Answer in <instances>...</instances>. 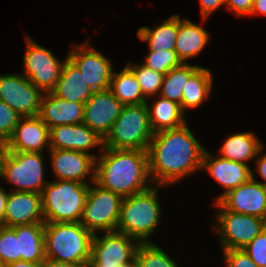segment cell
<instances>
[{
    "label": "cell",
    "instance_id": "5b68a950",
    "mask_svg": "<svg viewBox=\"0 0 266 267\" xmlns=\"http://www.w3.org/2000/svg\"><path fill=\"white\" fill-rule=\"evenodd\" d=\"M89 184L73 180L48 182L41 193L44 223L79 222Z\"/></svg>",
    "mask_w": 266,
    "mask_h": 267
},
{
    "label": "cell",
    "instance_id": "f35d334b",
    "mask_svg": "<svg viewBox=\"0 0 266 267\" xmlns=\"http://www.w3.org/2000/svg\"><path fill=\"white\" fill-rule=\"evenodd\" d=\"M225 5V0H200L202 18L206 20L217 8Z\"/></svg>",
    "mask_w": 266,
    "mask_h": 267
},
{
    "label": "cell",
    "instance_id": "ba28073f",
    "mask_svg": "<svg viewBox=\"0 0 266 267\" xmlns=\"http://www.w3.org/2000/svg\"><path fill=\"white\" fill-rule=\"evenodd\" d=\"M122 200L121 196L94 182V187L89 185L79 222L93 234L116 231Z\"/></svg>",
    "mask_w": 266,
    "mask_h": 267
},
{
    "label": "cell",
    "instance_id": "484cf974",
    "mask_svg": "<svg viewBox=\"0 0 266 267\" xmlns=\"http://www.w3.org/2000/svg\"><path fill=\"white\" fill-rule=\"evenodd\" d=\"M149 123L153 133L182 127L186 124L181 106L169 99L154 100L152 107L148 104Z\"/></svg>",
    "mask_w": 266,
    "mask_h": 267
},
{
    "label": "cell",
    "instance_id": "ac0fdd59",
    "mask_svg": "<svg viewBox=\"0 0 266 267\" xmlns=\"http://www.w3.org/2000/svg\"><path fill=\"white\" fill-rule=\"evenodd\" d=\"M44 223L41 194L14 191L9 193L2 226Z\"/></svg>",
    "mask_w": 266,
    "mask_h": 267
},
{
    "label": "cell",
    "instance_id": "4316f807",
    "mask_svg": "<svg viewBox=\"0 0 266 267\" xmlns=\"http://www.w3.org/2000/svg\"><path fill=\"white\" fill-rule=\"evenodd\" d=\"M179 15H171L169 19L154 29L147 26L138 29L137 36L148 42L149 51L174 50L178 35Z\"/></svg>",
    "mask_w": 266,
    "mask_h": 267
},
{
    "label": "cell",
    "instance_id": "60d3db41",
    "mask_svg": "<svg viewBox=\"0 0 266 267\" xmlns=\"http://www.w3.org/2000/svg\"><path fill=\"white\" fill-rule=\"evenodd\" d=\"M256 164L259 175L265 180V182L259 183L266 187V154L258 157Z\"/></svg>",
    "mask_w": 266,
    "mask_h": 267
},
{
    "label": "cell",
    "instance_id": "f546056e",
    "mask_svg": "<svg viewBox=\"0 0 266 267\" xmlns=\"http://www.w3.org/2000/svg\"><path fill=\"white\" fill-rule=\"evenodd\" d=\"M198 65L182 63L180 66L171 69L164 75L160 94L162 98L169 99L181 106L183 87L188 79L199 69Z\"/></svg>",
    "mask_w": 266,
    "mask_h": 267
},
{
    "label": "cell",
    "instance_id": "7402d4cb",
    "mask_svg": "<svg viewBox=\"0 0 266 267\" xmlns=\"http://www.w3.org/2000/svg\"><path fill=\"white\" fill-rule=\"evenodd\" d=\"M51 92L61 99L84 104L93 93L85 83L81 71L67 58V56L64 60L58 82Z\"/></svg>",
    "mask_w": 266,
    "mask_h": 267
},
{
    "label": "cell",
    "instance_id": "7bdbcfd3",
    "mask_svg": "<svg viewBox=\"0 0 266 267\" xmlns=\"http://www.w3.org/2000/svg\"><path fill=\"white\" fill-rule=\"evenodd\" d=\"M9 193L4 191V189L0 185V222L3 223L4 215H5V207L6 201Z\"/></svg>",
    "mask_w": 266,
    "mask_h": 267
},
{
    "label": "cell",
    "instance_id": "f6af8a7d",
    "mask_svg": "<svg viewBox=\"0 0 266 267\" xmlns=\"http://www.w3.org/2000/svg\"><path fill=\"white\" fill-rule=\"evenodd\" d=\"M117 267H137V263H136V261H131L127 264H122V265H119Z\"/></svg>",
    "mask_w": 266,
    "mask_h": 267
},
{
    "label": "cell",
    "instance_id": "4dcf8cb0",
    "mask_svg": "<svg viewBox=\"0 0 266 267\" xmlns=\"http://www.w3.org/2000/svg\"><path fill=\"white\" fill-rule=\"evenodd\" d=\"M136 263L137 267H178L168 254L152 242L140 243Z\"/></svg>",
    "mask_w": 266,
    "mask_h": 267
},
{
    "label": "cell",
    "instance_id": "44dd1931",
    "mask_svg": "<svg viewBox=\"0 0 266 267\" xmlns=\"http://www.w3.org/2000/svg\"><path fill=\"white\" fill-rule=\"evenodd\" d=\"M84 103L70 102L55 96L52 92L43 93L39 117L48 128L61 125H75L83 121Z\"/></svg>",
    "mask_w": 266,
    "mask_h": 267
},
{
    "label": "cell",
    "instance_id": "1f68e13d",
    "mask_svg": "<svg viewBox=\"0 0 266 267\" xmlns=\"http://www.w3.org/2000/svg\"><path fill=\"white\" fill-rule=\"evenodd\" d=\"M126 66L134 73L138 83L140 84L143 96L147 99L149 96H154L160 93L161 85L163 83L164 75L156 72L142 63L131 64L130 62Z\"/></svg>",
    "mask_w": 266,
    "mask_h": 267
},
{
    "label": "cell",
    "instance_id": "bcb514c9",
    "mask_svg": "<svg viewBox=\"0 0 266 267\" xmlns=\"http://www.w3.org/2000/svg\"><path fill=\"white\" fill-rule=\"evenodd\" d=\"M86 267H103V266H101L100 264H96L91 259H89L88 262L86 263Z\"/></svg>",
    "mask_w": 266,
    "mask_h": 267
},
{
    "label": "cell",
    "instance_id": "836d02e7",
    "mask_svg": "<svg viewBox=\"0 0 266 267\" xmlns=\"http://www.w3.org/2000/svg\"><path fill=\"white\" fill-rule=\"evenodd\" d=\"M21 260L19 254L18 237L10 228H0V267Z\"/></svg>",
    "mask_w": 266,
    "mask_h": 267
},
{
    "label": "cell",
    "instance_id": "ee69618b",
    "mask_svg": "<svg viewBox=\"0 0 266 267\" xmlns=\"http://www.w3.org/2000/svg\"><path fill=\"white\" fill-rule=\"evenodd\" d=\"M2 267H40V263H33V262L19 260L16 262L8 263Z\"/></svg>",
    "mask_w": 266,
    "mask_h": 267
},
{
    "label": "cell",
    "instance_id": "b9f144b4",
    "mask_svg": "<svg viewBox=\"0 0 266 267\" xmlns=\"http://www.w3.org/2000/svg\"><path fill=\"white\" fill-rule=\"evenodd\" d=\"M263 14L266 15V0H254L250 11V15Z\"/></svg>",
    "mask_w": 266,
    "mask_h": 267
},
{
    "label": "cell",
    "instance_id": "8fae6325",
    "mask_svg": "<svg viewBox=\"0 0 266 267\" xmlns=\"http://www.w3.org/2000/svg\"><path fill=\"white\" fill-rule=\"evenodd\" d=\"M43 92L23 74L0 75V100L21 117L38 116Z\"/></svg>",
    "mask_w": 266,
    "mask_h": 267
},
{
    "label": "cell",
    "instance_id": "d6a6232c",
    "mask_svg": "<svg viewBox=\"0 0 266 267\" xmlns=\"http://www.w3.org/2000/svg\"><path fill=\"white\" fill-rule=\"evenodd\" d=\"M143 64L165 75L171 69L180 66L182 62L178 58L175 50H156L149 51Z\"/></svg>",
    "mask_w": 266,
    "mask_h": 267
},
{
    "label": "cell",
    "instance_id": "9c48e42d",
    "mask_svg": "<svg viewBox=\"0 0 266 267\" xmlns=\"http://www.w3.org/2000/svg\"><path fill=\"white\" fill-rule=\"evenodd\" d=\"M219 209L215 234L220 235L223 250L243 249L258 234L266 229V220L253 215L231 212L224 209L218 202Z\"/></svg>",
    "mask_w": 266,
    "mask_h": 267
},
{
    "label": "cell",
    "instance_id": "603a6c76",
    "mask_svg": "<svg viewBox=\"0 0 266 267\" xmlns=\"http://www.w3.org/2000/svg\"><path fill=\"white\" fill-rule=\"evenodd\" d=\"M209 33L189 19L179 16L178 35L175 43V52L182 63L199 55L209 41Z\"/></svg>",
    "mask_w": 266,
    "mask_h": 267
},
{
    "label": "cell",
    "instance_id": "7dc6e473",
    "mask_svg": "<svg viewBox=\"0 0 266 267\" xmlns=\"http://www.w3.org/2000/svg\"><path fill=\"white\" fill-rule=\"evenodd\" d=\"M0 149H3V144L0 142Z\"/></svg>",
    "mask_w": 266,
    "mask_h": 267
},
{
    "label": "cell",
    "instance_id": "e575fe53",
    "mask_svg": "<svg viewBox=\"0 0 266 267\" xmlns=\"http://www.w3.org/2000/svg\"><path fill=\"white\" fill-rule=\"evenodd\" d=\"M21 116L8 104L0 100V142L4 144L12 135Z\"/></svg>",
    "mask_w": 266,
    "mask_h": 267
},
{
    "label": "cell",
    "instance_id": "d4e9b609",
    "mask_svg": "<svg viewBox=\"0 0 266 267\" xmlns=\"http://www.w3.org/2000/svg\"><path fill=\"white\" fill-rule=\"evenodd\" d=\"M220 148V157L247 165L248 161L258 157L263 144L253 132H243L227 137Z\"/></svg>",
    "mask_w": 266,
    "mask_h": 267
},
{
    "label": "cell",
    "instance_id": "d590c367",
    "mask_svg": "<svg viewBox=\"0 0 266 267\" xmlns=\"http://www.w3.org/2000/svg\"><path fill=\"white\" fill-rule=\"evenodd\" d=\"M243 250L258 267H266V229L258 234Z\"/></svg>",
    "mask_w": 266,
    "mask_h": 267
},
{
    "label": "cell",
    "instance_id": "52a82bcc",
    "mask_svg": "<svg viewBox=\"0 0 266 267\" xmlns=\"http://www.w3.org/2000/svg\"><path fill=\"white\" fill-rule=\"evenodd\" d=\"M38 152L0 153V178L15 184L14 191L41 194L48 182L44 181V160Z\"/></svg>",
    "mask_w": 266,
    "mask_h": 267
},
{
    "label": "cell",
    "instance_id": "9a60e30c",
    "mask_svg": "<svg viewBox=\"0 0 266 267\" xmlns=\"http://www.w3.org/2000/svg\"><path fill=\"white\" fill-rule=\"evenodd\" d=\"M217 202L228 211L266 220V187L257 182L253 171L249 181L228 191Z\"/></svg>",
    "mask_w": 266,
    "mask_h": 267
},
{
    "label": "cell",
    "instance_id": "4fadbf2b",
    "mask_svg": "<svg viewBox=\"0 0 266 267\" xmlns=\"http://www.w3.org/2000/svg\"><path fill=\"white\" fill-rule=\"evenodd\" d=\"M89 42L75 45L67 58L81 71L83 79L93 91H103L110 87L113 75L112 63L101 52L88 48Z\"/></svg>",
    "mask_w": 266,
    "mask_h": 267
},
{
    "label": "cell",
    "instance_id": "5bb4252c",
    "mask_svg": "<svg viewBox=\"0 0 266 267\" xmlns=\"http://www.w3.org/2000/svg\"><path fill=\"white\" fill-rule=\"evenodd\" d=\"M122 107L109 89L95 91L84 104L82 123L104 139L120 116Z\"/></svg>",
    "mask_w": 266,
    "mask_h": 267
},
{
    "label": "cell",
    "instance_id": "f1b7e54d",
    "mask_svg": "<svg viewBox=\"0 0 266 267\" xmlns=\"http://www.w3.org/2000/svg\"><path fill=\"white\" fill-rule=\"evenodd\" d=\"M212 73L200 67L186 82L183 87L181 109L185 113L187 108L200 106L209 96L212 89Z\"/></svg>",
    "mask_w": 266,
    "mask_h": 267
},
{
    "label": "cell",
    "instance_id": "2e32d148",
    "mask_svg": "<svg viewBox=\"0 0 266 267\" xmlns=\"http://www.w3.org/2000/svg\"><path fill=\"white\" fill-rule=\"evenodd\" d=\"M50 145L49 128L39 117H21L12 135L3 144L8 152L42 153Z\"/></svg>",
    "mask_w": 266,
    "mask_h": 267
},
{
    "label": "cell",
    "instance_id": "8d00e7d4",
    "mask_svg": "<svg viewBox=\"0 0 266 267\" xmlns=\"http://www.w3.org/2000/svg\"><path fill=\"white\" fill-rule=\"evenodd\" d=\"M227 267H258L243 249L223 250Z\"/></svg>",
    "mask_w": 266,
    "mask_h": 267
},
{
    "label": "cell",
    "instance_id": "8992f818",
    "mask_svg": "<svg viewBox=\"0 0 266 267\" xmlns=\"http://www.w3.org/2000/svg\"><path fill=\"white\" fill-rule=\"evenodd\" d=\"M153 134L147 103L123 105L120 116L103 139V147L147 150Z\"/></svg>",
    "mask_w": 266,
    "mask_h": 267
},
{
    "label": "cell",
    "instance_id": "e0dca14e",
    "mask_svg": "<svg viewBox=\"0 0 266 267\" xmlns=\"http://www.w3.org/2000/svg\"><path fill=\"white\" fill-rule=\"evenodd\" d=\"M52 169L58 180H73L87 184L86 176L90 175L95 182L96 156L75 150L49 149ZM92 172V173H91Z\"/></svg>",
    "mask_w": 266,
    "mask_h": 267
},
{
    "label": "cell",
    "instance_id": "74e56055",
    "mask_svg": "<svg viewBox=\"0 0 266 267\" xmlns=\"http://www.w3.org/2000/svg\"><path fill=\"white\" fill-rule=\"evenodd\" d=\"M254 0H225V4L230 11L235 12V15L245 16L250 15V11Z\"/></svg>",
    "mask_w": 266,
    "mask_h": 267
},
{
    "label": "cell",
    "instance_id": "6da1fadb",
    "mask_svg": "<svg viewBox=\"0 0 266 267\" xmlns=\"http://www.w3.org/2000/svg\"><path fill=\"white\" fill-rule=\"evenodd\" d=\"M204 152L187 124L154 133L147 148L151 182L171 185L195 173L201 169Z\"/></svg>",
    "mask_w": 266,
    "mask_h": 267
},
{
    "label": "cell",
    "instance_id": "d6986e66",
    "mask_svg": "<svg viewBox=\"0 0 266 267\" xmlns=\"http://www.w3.org/2000/svg\"><path fill=\"white\" fill-rule=\"evenodd\" d=\"M48 149L75 150L88 153V150L101 145L103 138L83 123L61 125L49 128Z\"/></svg>",
    "mask_w": 266,
    "mask_h": 267
},
{
    "label": "cell",
    "instance_id": "ffe728a7",
    "mask_svg": "<svg viewBox=\"0 0 266 267\" xmlns=\"http://www.w3.org/2000/svg\"><path fill=\"white\" fill-rule=\"evenodd\" d=\"M206 168L209 174L221 184L226 191L217 197V202L225 193L237 188L252 178V169L245 164L212 156L206 150L203 155L201 169Z\"/></svg>",
    "mask_w": 266,
    "mask_h": 267
},
{
    "label": "cell",
    "instance_id": "ab89813d",
    "mask_svg": "<svg viewBox=\"0 0 266 267\" xmlns=\"http://www.w3.org/2000/svg\"><path fill=\"white\" fill-rule=\"evenodd\" d=\"M40 267H86V263L59 262L45 258L40 263Z\"/></svg>",
    "mask_w": 266,
    "mask_h": 267
},
{
    "label": "cell",
    "instance_id": "3957f363",
    "mask_svg": "<svg viewBox=\"0 0 266 267\" xmlns=\"http://www.w3.org/2000/svg\"><path fill=\"white\" fill-rule=\"evenodd\" d=\"M94 234L80 222L45 223V258L59 262L87 263Z\"/></svg>",
    "mask_w": 266,
    "mask_h": 267
},
{
    "label": "cell",
    "instance_id": "83f0119b",
    "mask_svg": "<svg viewBox=\"0 0 266 267\" xmlns=\"http://www.w3.org/2000/svg\"><path fill=\"white\" fill-rule=\"evenodd\" d=\"M109 90L123 105L147 103L134 73L125 66L119 73L113 72Z\"/></svg>",
    "mask_w": 266,
    "mask_h": 267
},
{
    "label": "cell",
    "instance_id": "cb8c5ba5",
    "mask_svg": "<svg viewBox=\"0 0 266 267\" xmlns=\"http://www.w3.org/2000/svg\"><path fill=\"white\" fill-rule=\"evenodd\" d=\"M10 228L18 237L19 254H21V260L33 263H41L45 259V223L17 225Z\"/></svg>",
    "mask_w": 266,
    "mask_h": 267
},
{
    "label": "cell",
    "instance_id": "7c38bea8",
    "mask_svg": "<svg viewBox=\"0 0 266 267\" xmlns=\"http://www.w3.org/2000/svg\"><path fill=\"white\" fill-rule=\"evenodd\" d=\"M140 242L118 231L105 232L99 237L94 234L91 243L90 259L103 267H117L136 261V252Z\"/></svg>",
    "mask_w": 266,
    "mask_h": 267
},
{
    "label": "cell",
    "instance_id": "7a4b0ae2",
    "mask_svg": "<svg viewBox=\"0 0 266 267\" xmlns=\"http://www.w3.org/2000/svg\"><path fill=\"white\" fill-rule=\"evenodd\" d=\"M103 155L95 161V183L106 190L129 197L152 185L147 150L110 149L101 147Z\"/></svg>",
    "mask_w": 266,
    "mask_h": 267
},
{
    "label": "cell",
    "instance_id": "30bf717a",
    "mask_svg": "<svg viewBox=\"0 0 266 267\" xmlns=\"http://www.w3.org/2000/svg\"><path fill=\"white\" fill-rule=\"evenodd\" d=\"M27 48L23 58L24 76L43 93L51 92L58 82L64 61L56 58L51 50L27 37Z\"/></svg>",
    "mask_w": 266,
    "mask_h": 267
},
{
    "label": "cell",
    "instance_id": "277c9868",
    "mask_svg": "<svg viewBox=\"0 0 266 267\" xmlns=\"http://www.w3.org/2000/svg\"><path fill=\"white\" fill-rule=\"evenodd\" d=\"M160 185L152 186L145 191L123 198L117 230L140 243H148L149 237L158 227L161 209L157 197Z\"/></svg>",
    "mask_w": 266,
    "mask_h": 267
}]
</instances>
